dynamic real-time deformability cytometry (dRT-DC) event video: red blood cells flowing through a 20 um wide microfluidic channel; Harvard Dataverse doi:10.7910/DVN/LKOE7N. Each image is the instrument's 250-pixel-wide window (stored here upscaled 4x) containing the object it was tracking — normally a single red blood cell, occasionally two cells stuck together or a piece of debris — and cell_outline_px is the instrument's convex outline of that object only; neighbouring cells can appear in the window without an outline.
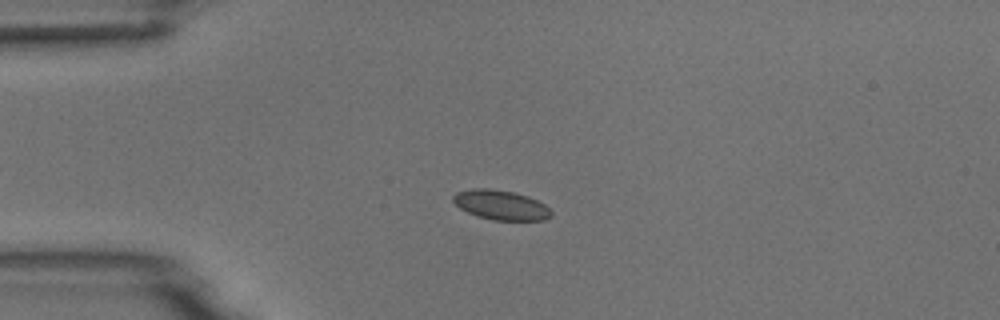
{"species": "common noctule bat (a hibernating species)", "species_latin": "Nyctalus noctula", "temperature_condition": "room temperature", "stored_images_in_passage": 8, "camera_frame_rate_fps": 3000, "um_per_image_px": 0.085, "animal": {"sex": "male", "body_mass_g": 18.8}, "frame": {"image": 1, "passage_image": 5, "time_ms": 4.333, "image_size_px": [1000, 320], "cell_outline_px": [[552, 216], [544, 220], [492, 220], [476, 216], [460, 208], [452, 200], [452, 196], [456, 192], [472, 188], [488, 188], [512, 192], [528, 196], [544, 204], [552, 212]], "centroid_in_image_um": [42.55, 17.42], "position_along_channel_um": 42.4, "area_um2": 16.94}}